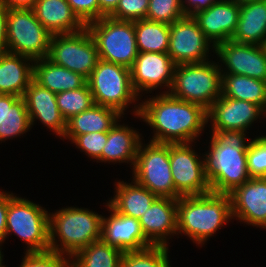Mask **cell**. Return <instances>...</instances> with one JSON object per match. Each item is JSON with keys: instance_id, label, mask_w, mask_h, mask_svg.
<instances>
[{"instance_id": "25", "label": "cell", "mask_w": 266, "mask_h": 267, "mask_svg": "<svg viewBox=\"0 0 266 267\" xmlns=\"http://www.w3.org/2000/svg\"><path fill=\"white\" fill-rule=\"evenodd\" d=\"M231 41L242 44H266V0L240 5V17Z\"/></svg>"}, {"instance_id": "22", "label": "cell", "mask_w": 266, "mask_h": 267, "mask_svg": "<svg viewBox=\"0 0 266 267\" xmlns=\"http://www.w3.org/2000/svg\"><path fill=\"white\" fill-rule=\"evenodd\" d=\"M32 9L38 21L52 35L75 33L86 27L67 0H36Z\"/></svg>"}, {"instance_id": "19", "label": "cell", "mask_w": 266, "mask_h": 267, "mask_svg": "<svg viewBox=\"0 0 266 267\" xmlns=\"http://www.w3.org/2000/svg\"><path fill=\"white\" fill-rule=\"evenodd\" d=\"M145 238L153 246L168 247V239L177 234V199L157 197L139 218Z\"/></svg>"}, {"instance_id": "42", "label": "cell", "mask_w": 266, "mask_h": 267, "mask_svg": "<svg viewBox=\"0 0 266 267\" xmlns=\"http://www.w3.org/2000/svg\"><path fill=\"white\" fill-rule=\"evenodd\" d=\"M216 1L217 0H180L187 15H191L196 10L208 7Z\"/></svg>"}, {"instance_id": "36", "label": "cell", "mask_w": 266, "mask_h": 267, "mask_svg": "<svg viewBox=\"0 0 266 267\" xmlns=\"http://www.w3.org/2000/svg\"><path fill=\"white\" fill-rule=\"evenodd\" d=\"M247 169L251 178H266V135L251 138L247 147Z\"/></svg>"}, {"instance_id": "47", "label": "cell", "mask_w": 266, "mask_h": 267, "mask_svg": "<svg viewBox=\"0 0 266 267\" xmlns=\"http://www.w3.org/2000/svg\"><path fill=\"white\" fill-rule=\"evenodd\" d=\"M0 246H2L1 244H0ZM2 250H1V247H0V267H5L4 265H2V261H3V254H2V252H1Z\"/></svg>"}, {"instance_id": "1", "label": "cell", "mask_w": 266, "mask_h": 267, "mask_svg": "<svg viewBox=\"0 0 266 267\" xmlns=\"http://www.w3.org/2000/svg\"><path fill=\"white\" fill-rule=\"evenodd\" d=\"M134 108V116L154 130L151 142L192 143L208 124L207 110L203 106L176 99L169 93L159 92V95L134 104Z\"/></svg>"}, {"instance_id": "12", "label": "cell", "mask_w": 266, "mask_h": 267, "mask_svg": "<svg viewBox=\"0 0 266 267\" xmlns=\"http://www.w3.org/2000/svg\"><path fill=\"white\" fill-rule=\"evenodd\" d=\"M192 144H169V161L175 186V199L211 192L205 176L204 157H199L192 149Z\"/></svg>"}, {"instance_id": "41", "label": "cell", "mask_w": 266, "mask_h": 267, "mask_svg": "<svg viewBox=\"0 0 266 267\" xmlns=\"http://www.w3.org/2000/svg\"><path fill=\"white\" fill-rule=\"evenodd\" d=\"M8 212V192L0 190V244L6 239V218Z\"/></svg>"}, {"instance_id": "26", "label": "cell", "mask_w": 266, "mask_h": 267, "mask_svg": "<svg viewBox=\"0 0 266 267\" xmlns=\"http://www.w3.org/2000/svg\"><path fill=\"white\" fill-rule=\"evenodd\" d=\"M116 183V195L107 203L114 211L122 215L139 219L157 198L134 179L131 183L123 180Z\"/></svg>"}, {"instance_id": "9", "label": "cell", "mask_w": 266, "mask_h": 267, "mask_svg": "<svg viewBox=\"0 0 266 267\" xmlns=\"http://www.w3.org/2000/svg\"><path fill=\"white\" fill-rule=\"evenodd\" d=\"M7 51L33 60L48 56L52 34L38 21L32 8L7 9Z\"/></svg>"}, {"instance_id": "32", "label": "cell", "mask_w": 266, "mask_h": 267, "mask_svg": "<svg viewBox=\"0 0 266 267\" xmlns=\"http://www.w3.org/2000/svg\"><path fill=\"white\" fill-rule=\"evenodd\" d=\"M123 253L100 239L79 250L71 258V267H120Z\"/></svg>"}, {"instance_id": "27", "label": "cell", "mask_w": 266, "mask_h": 267, "mask_svg": "<svg viewBox=\"0 0 266 267\" xmlns=\"http://www.w3.org/2000/svg\"><path fill=\"white\" fill-rule=\"evenodd\" d=\"M33 80L55 94L79 89L87 83L81 74L57 65L47 57L34 60Z\"/></svg>"}, {"instance_id": "40", "label": "cell", "mask_w": 266, "mask_h": 267, "mask_svg": "<svg viewBox=\"0 0 266 267\" xmlns=\"http://www.w3.org/2000/svg\"><path fill=\"white\" fill-rule=\"evenodd\" d=\"M67 2L85 25L92 21L99 20L98 0H67Z\"/></svg>"}, {"instance_id": "35", "label": "cell", "mask_w": 266, "mask_h": 267, "mask_svg": "<svg viewBox=\"0 0 266 267\" xmlns=\"http://www.w3.org/2000/svg\"><path fill=\"white\" fill-rule=\"evenodd\" d=\"M186 15L180 0H149L145 19L171 25Z\"/></svg>"}, {"instance_id": "24", "label": "cell", "mask_w": 266, "mask_h": 267, "mask_svg": "<svg viewBox=\"0 0 266 267\" xmlns=\"http://www.w3.org/2000/svg\"><path fill=\"white\" fill-rule=\"evenodd\" d=\"M121 120L107 132V142L103 147L101 157L97 162L131 163L132 169L141 142V134L133 127L120 125Z\"/></svg>"}, {"instance_id": "30", "label": "cell", "mask_w": 266, "mask_h": 267, "mask_svg": "<svg viewBox=\"0 0 266 267\" xmlns=\"http://www.w3.org/2000/svg\"><path fill=\"white\" fill-rule=\"evenodd\" d=\"M221 96L245 100L266 111V81L244 75L222 74Z\"/></svg>"}, {"instance_id": "6", "label": "cell", "mask_w": 266, "mask_h": 267, "mask_svg": "<svg viewBox=\"0 0 266 267\" xmlns=\"http://www.w3.org/2000/svg\"><path fill=\"white\" fill-rule=\"evenodd\" d=\"M11 233L28 245L26 252L50 250L48 211L33 201L8 192L6 238Z\"/></svg>"}, {"instance_id": "23", "label": "cell", "mask_w": 266, "mask_h": 267, "mask_svg": "<svg viewBox=\"0 0 266 267\" xmlns=\"http://www.w3.org/2000/svg\"><path fill=\"white\" fill-rule=\"evenodd\" d=\"M31 62V63H30ZM34 60L11 52L0 53V92L23 97L33 80Z\"/></svg>"}, {"instance_id": "46", "label": "cell", "mask_w": 266, "mask_h": 267, "mask_svg": "<svg viewBox=\"0 0 266 267\" xmlns=\"http://www.w3.org/2000/svg\"><path fill=\"white\" fill-rule=\"evenodd\" d=\"M235 3L239 4V5H243V4H247V3H251V2H255V1H259V0H232Z\"/></svg>"}, {"instance_id": "11", "label": "cell", "mask_w": 266, "mask_h": 267, "mask_svg": "<svg viewBox=\"0 0 266 267\" xmlns=\"http://www.w3.org/2000/svg\"><path fill=\"white\" fill-rule=\"evenodd\" d=\"M47 58L86 79L100 60L95 41L86 27L75 33L54 34Z\"/></svg>"}, {"instance_id": "29", "label": "cell", "mask_w": 266, "mask_h": 267, "mask_svg": "<svg viewBox=\"0 0 266 267\" xmlns=\"http://www.w3.org/2000/svg\"><path fill=\"white\" fill-rule=\"evenodd\" d=\"M31 127L23 97L0 92V141L26 134Z\"/></svg>"}, {"instance_id": "28", "label": "cell", "mask_w": 266, "mask_h": 267, "mask_svg": "<svg viewBox=\"0 0 266 267\" xmlns=\"http://www.w3.org/2000/svg\"><path fill=\"white\" fill-rule=\"evenodd\" d=\"M123 117L116 109L94 104L90 109L73 116L67 121L64 139L73 140L76 136L108 132Z\"/></svg>"}, {"instance_id": "7", "label": "cell", "mask_w": 266, "mask_h": 267, "mask_svg": "<svg viewBox=\"0 0 266 267\" xmlns=\"http://www.w3.org/2000/svg\"><path fill=\"white\" fill-rule=\"evenodd\" d=\"M86 28L95 41L101 60L132 68L139 53L134 22L104 16L88 23Z\"/></svg>"}, {"instance_id": "43", "label": "cell", "mask_w": 266, "mask_h": 267, "mask_svg": "<svg viewBox=\"0 0 266 267\" xmlns=\"http://www.w3.org/2000/svg\"><path fill=\"white\" fill-rule=\"evenodd\" d=\"M6 17H7V8L0 1V53L7 51Z\"/></svg>"}, {"instance_id": "4", "label": "cell", "mask_w": 266, "mask_h": 267, "mask_svg": "<svg viewBox=\"0 0 266 267\" xmlns=\"http://www.w3.org/2000/svg\"><path fill=\"white\" fill-rule=\"evenodd\" d=\"M102 219V215L88 208L66 207L49 213L50 250L72 258L79 250L101 239Z\"/></svg>"}, {"instance_id": "39", "label": "cell", "mask_w": 266, "mask_h": 267, "mask_svg": "<svg viewBox=\"0 0 266 267\" xmlns=\"http://www.w3.org/2000/svg\"><path fill=\"white\" fill-rule=\"evenodd\" d=\"M107 142V132H93L76 136L72 143L88 157L98 160Z\"/></svg>"}, {"instance_id": "13", "label": "cell", "mask_w": 266, "mask_h": 267, "mask_svg": "<svg viewBox=\"0 0 266 267\" xmlns=\"http://www.w3.org/2000/svg\"><path fill=\"white\" fill-rule=\"evenodd\" d=\"M209 49L215 52V46L202 32L192 15H186L170 25L167 53L176 65L209 61Z\"/></svg>"}, {"instance_id": "16", "label": "cell", "mask_w": 266, "mask_h": 267, "mask_svg": "<svg viewBox=\"0 0 266 267\" xmlns=\"http://www.w3.org/2000/svg\"><path fill=\"white\" fill-rule=\"evenodd\" d=\"M265 115L266 111L259 105L224 96H220L207 110L212 131L247 132L254 121Z\"/></svg>"}, {"instance_id": "18", "label": "cell", "mask_w": 266, "mask_h": 267, "mask_svg": "<svg viewBox=\"0 0 266 267\" xmlns=\"http://www.w3.org/2000/svg\"><path fill=\"white\" fill-rule=\"evenodd\" d=\"M229 195L233 219L266 229V178H250Z\"/></svg>"}, {"instance_id": "38", "label": "cell", "mask_w": 266, "mask_h": 267, "mask_svg": "<svg viewBox=\"0 0 266 267\" xmlns=\"http://www.w3.org/2000/svg\"><path fill=\"white\" fill-rule=\"evenodd\" d=\"M149 0H119L109 17L121 21H138L146 18Z\"/></svg>"}, {"instance_id": "5", "label": "cell", "mask_w": 266, "mask_h": 267, "mask_svg": "<svg viewBox=\"0 0 266 267\" xmlns=\"http://www.w3.org/2000/svg\"><path fill=\"white\" fill-rule=\"evenodd\" d=\"M219 66L220 63L213 60L176 65L169 94L208 110L221 96L222 73Z\"/></svg>"}, {"instance_id": "2", "label": "cell", "mask_w": 266, "mask_h": 267, "mask_svg": "<svg viewBox=\"0 0 266 267\" xmlns=\"http://www.w3.org/2000/svg\"><path fill=\"white\" fill-rule=\"evenodd\" d=\"M209 150L203 154L205 176L211 192L229 194L244 184L247 169L246 133L243 131H211Z\"/></svg>"}, {"instance_id": "31", "label": "cell", "mask_w": 266, "mask_h": 267, "mask_svg": "<svg viewBox=\"0 0 266 267\" xmlns=\"http://www.w3.org/2000/svg\"><path fill=\"white\" fill-rule=\"evenodd\" d=\"M138 52L167 53L170 41V25L142 19L134 22Z\"/></svg>"}, {"instance_id": "20", "label": "cell", "mask_w": 266, "mask_h": 267, "mask_svg": "<svg viewBox=\"0 0 266 267\" xmlns=\"http://www.w3.org/2000/svg\"><path fill=\"white\" fill-rule=\"evenodd\" d=\"M110 216H103L101 239L125 251H141L153 245L145 238L139 219L128 217L114 211L106 204Z\"/></svg>"}, {"instance_id": "3", "label": "cell", "mask_w": 266, "mask_h": 267, "mask_svg": "<svg viewBox=\"0 0 266 267\" xmlns=\"http://www.w3.org/2000/svg\"><path fill=\"white\" fill-rule=\"evenodd\" d=\"M230 219L229 194L209 192L177 199V235L183 233L198 245H203Z\"/></svg>"}, {"instance_id": "44", "label": "cell", "mask_w": 266, "mask_h": 267, "mask_svg": "<svg viewBox=\"0 0 266 267\" xmlns=\"http://www.w3.org/2000/svg\"><path fill=\"white\" fill-rule=\"evenodd\" d=\"M99 19L109 16L117 7L119 0H98Z\"/></svg>"}, {"instance_id": "45", "label": "cell", "mask_w": 266, "mask_h": 267, "mask_svg": "<svg viewBox=\"0 0 266 267\" xmlns=\"http://www.w3.org/2000/svg\"><path fill=\"white\" fill-rule=\"evenodd\" d=\"M7 9L33 8L36 0H0Z\"/></svg>"}, {"instance_id": "37", "label": "cell", "mask_w": 266, "mask_h": 267, "mask_svg": "<svg viewBox=\"0 0 266 267\" xmlns=\"http://www.w3.org/2000/svg\"><path fill=\"white\" fill-rule=\"evenodd\" d=\"M24 254L20 267H71V257L52 250Z\"/></svg>"}, {"instance_id": "33", "label": "cell", "mask_w": 266, "mask_h": 267, "mask_svg": "<svg viewBox=\"0 0 266 267\" xmlns=\"http://www.w3.org/2000/svg\"><path fill=\"white\" fill-rule=\"evenodd\" d=\"M56 101L66 122L95 104L88 83L79 89L56 94Z\"/></svg>"}, {"instance_id": "8", "label": "cell", "mask_w": 266, "mask_h": 267, "mask_svg": "<svg viewBox=\"0 0 266 267\" xmlns=\"http://www.w3.org/2000/svg\"><path fill=\"white\" fill-rule=\"evenodd\" d=\"M87 83L96 105L114 108L121 115L140 98L131 84V69L101 59Z\"/></svg>"}, {"instance_id": "15", "label": "cell", "mask_w": 266, "mask_h": 267, "mask_svg": "<svg viewBox=\"0 0 266 267\" xmlns=\"http://www.w3.org/2000/svg\"><path fill=\"white\" fill-rule=\"evenodd\" d=\"M175 67L176 64L168 53H138L131 68V84L134 91L141 96L140 93L143 91L150 93L163 86L167 91L162 93H169L173 84Z\"/></svg>"}, {"instance_id": "34", "label": "cell", "mask_w": 266, "mask_h": 267, "mask_svg": "<svg viewBox=\"0 0 266 267\" xmlns=\"http://www.w3.org/2000/svg\"><path fill=\"white\" fill-rule=\"evenodd\" d=\"M166 246H152L141 251H125L120 267H171Z\"/></svg>"}, {"instance_id": "17", "label": "cell", "mask_w": 266, "mask_h": 267, "mask_svg": "<svg viewBox=\"0 0 266 267\" xmlns=\"http://www.w3.org/2000/svg\"><path fill=\"white\" fill-rule=\"evenodd\" d=\"M205 36L216 46L231 40L240 17V5L232 0H217L191 14Z\"/></svg>"}, {"instance_id": "10", "label": "cell", "mask_w": 266, "mask_h": 267, "mask_svg": "<svg viewBox=\"0 0 266 267\" xmlns=\"http://www.w3.org/2000/svg\"><path fill=\"white\" fill-rule=\"evenodd\" d=\"M133 179L157 197L175 199V186L169 161V144L148 142L139 144Z\"/></svg>"}, {"instance_id": "21", "label": "cell", "mask_w": 266, "mask_h": 267, "mask_svg": "<svg viewBox=\"0 0 266 267\" xmlns=\"http://www.w3.org/2000/svg\"><path fill=\"white\" fill-rule=\"evenodd\" d=\"M23 99L29 114L31 126L35 119L43 123L44 126L52 129L56 136L64 137L67 122L62 116L57 106L56 94L47 88L42 87L32 80L25 90Z\"/></svg>"}, {"instance_id": "14", "label": "cell", "mask_w": 266, "mask_h": 267, "mask_svg": "<svg viewBox=\"0 0 266 267\" xmlns=\"http://www.w3.org/2000/svg\"><path fill=\"white\" fill-rule=\"evenodd\" d=\"M214 53L221 62L219 67L222 74L244 75L266 81L265 45L242 44L228 40L217 44Z\"/></svg>"}]
</instances>
